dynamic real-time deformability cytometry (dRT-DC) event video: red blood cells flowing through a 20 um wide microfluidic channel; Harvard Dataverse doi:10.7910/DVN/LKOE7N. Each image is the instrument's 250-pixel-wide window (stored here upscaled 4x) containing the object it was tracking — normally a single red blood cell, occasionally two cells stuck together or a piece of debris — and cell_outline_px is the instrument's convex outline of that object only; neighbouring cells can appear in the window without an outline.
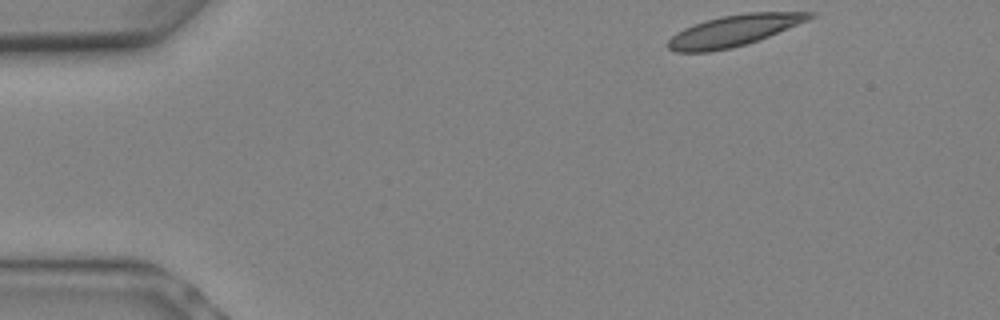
{"species": "Egyptian fruit bat (a non-hibernating species)", "species_latin": "Rousettus aegyptiacus", "temperature_condition": "warm", "stored_images_in_passage": 6, "camera_frame_rate_fps": 3000, "um_per_image_px": 0.085, "animal": {"sex": "female"}, "frame": {"image": 1, "passage_image": 1, "time_ms": 0.0, "image_size_px": [1000, 320], "cell_outline_px": [[816, 16], [808, 20], [768, 36], [732, 48], [708, 52], [676, 52], [668, 48], [668, 40], [676, 32], [684, 28], [720, 16], [744, 12], [816, 12]], "centroid_in_image_um": [62.38, 2.59], "position_along_channel_um": 22.6, "area_um2": 25.43}}
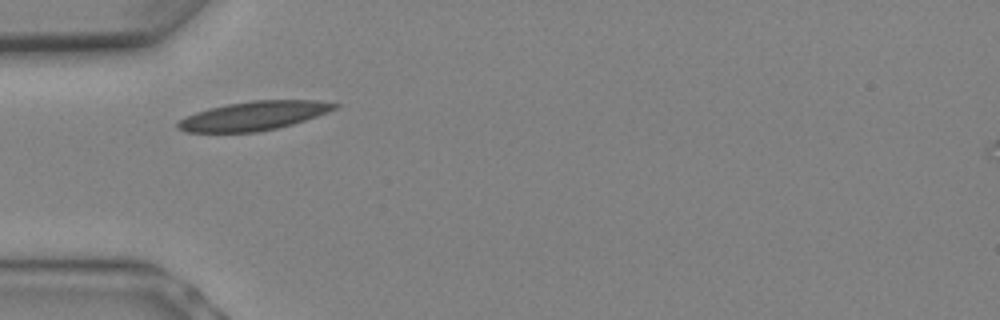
{"frame": {"image": 2, "passage_image": 5, "time_ms": 1.333, "image_size_px": [1000, 320], "cell_outline_px": [[340, 104], [336, 108], [316, 116], [292, 124], [276, 128], [256, 132], [184, 132], [176, 128], [176, 124], [180, 120], [196, 112], [208, 108], [228, 104], [252, 100], [316, 100]], "centroid_in_image_um": [21.53, 9.84], "position_along_channel_um": 63.5, "area_um2": 26.18}}